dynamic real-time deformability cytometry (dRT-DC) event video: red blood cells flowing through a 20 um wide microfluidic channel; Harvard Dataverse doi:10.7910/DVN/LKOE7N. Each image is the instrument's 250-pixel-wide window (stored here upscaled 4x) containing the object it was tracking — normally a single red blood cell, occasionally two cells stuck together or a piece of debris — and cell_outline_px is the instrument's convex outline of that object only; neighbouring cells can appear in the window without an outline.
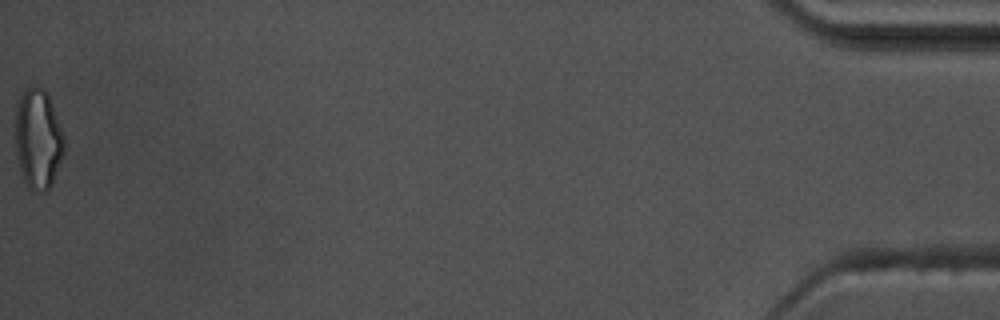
{"species": "common noctule bat (a hibernating species)", "species_latin": "Nyctalus noctula", "temperature_condition": "warm", "stored_images_in_passage": 57, "camera_frame_rate_fps": 3000, "um_per_image_px": 0.085, "animal": {"sex": "male", "body_mass_g": 17.5, "forearm_length_mm": 52.3}, "frame": {"image": 1, "passage_image": 57, "time_ms": 18.667, "image_size_px": [1000, 320], "cell_outline_px": [[64, 152], [52, 180], [48, 188], [44, 192], [32, 192], [28, 188], [24, 180], [20, 168], [16, 152], [12, 120], [12, 116], [16, 100], [28, 88], [44, 88], [48, 92], [64, 132]], "centroid_in_image_um": [3.19, 11.75], "position_along_channel_um": 432.0, "area_um2": 29.25}, "authors_computed_cell_mechanics": {"area_um2": 19.7676, "velocity_mm_per_s": 3.6402, "shape_relaxation_time_tau1_ms": null, "shape_relaxation_time_tau2_ms": 2.3134, "deformation_change_tau1": null, "deformation_change_tau2": 0.0996}}